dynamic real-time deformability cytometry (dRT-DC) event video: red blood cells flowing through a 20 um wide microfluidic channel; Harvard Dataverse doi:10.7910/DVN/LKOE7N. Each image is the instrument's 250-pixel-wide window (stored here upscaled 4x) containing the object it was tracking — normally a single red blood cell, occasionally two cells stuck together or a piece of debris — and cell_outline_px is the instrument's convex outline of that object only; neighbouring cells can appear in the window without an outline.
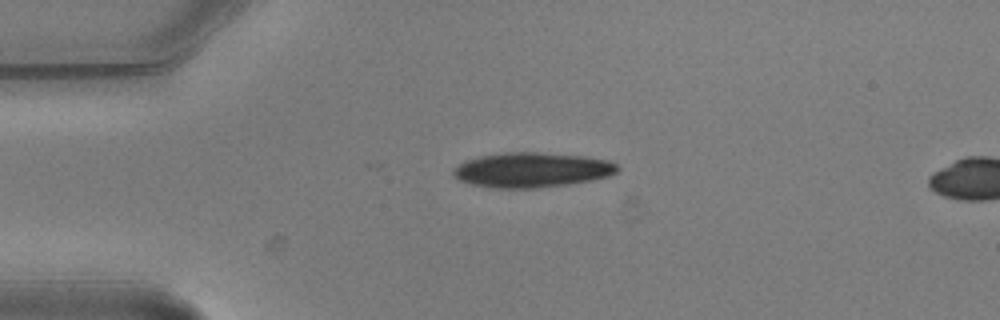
{"species": "common noctule bat (a hibernating species)", "species_latin": "Nyctalus noctula", "temperature_condition": "warm", "stored_images_in_passage": 3, "segment_of_instrument_passage": [1, 2], "camera_frame_rate_fps": 3000, "um_per_image_px": 0.085, "animal": {"sex": "male", "body_mass_g": 20.5, "forearm_length_mm": 52.5}, "frame": {"image": 1, "passage_image": 1, "time_ms": 0.0, "image_size_px": [1000, 320], "cell_outline_px": [[620, 168], [616, 172], [608, 176], [592, 180], [568, 184], [532, 188], [492, 188], [468, 184], [452, 176], [452, 168], [468, 160], [480, 156], [508, 152], [536, 152], [584, 156], [608, 160], [616, 164]], "centroid_in_image_um": [45.18, 14.45], "position_along_channel_um": 39.8, "area_um2": 33.35}}